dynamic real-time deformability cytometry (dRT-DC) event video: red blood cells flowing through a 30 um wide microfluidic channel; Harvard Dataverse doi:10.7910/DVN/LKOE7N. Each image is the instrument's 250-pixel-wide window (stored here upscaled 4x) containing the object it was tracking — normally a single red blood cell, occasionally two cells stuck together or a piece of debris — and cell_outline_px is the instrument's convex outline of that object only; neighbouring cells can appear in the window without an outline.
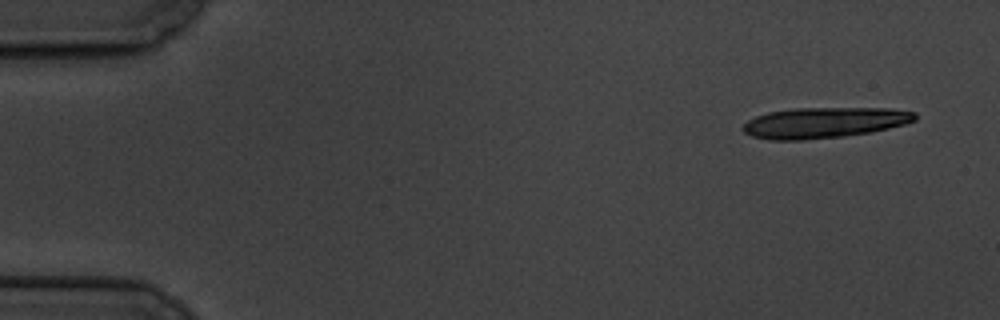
{"species": "common noctule bat (a hibernating species)", "species_latin": "Nyctalus noctula", "temperature_condition": "cold", "stored_images_in_passage": 6, "camera_frame_rate_fps": 3000, "um_per_image_px": 0.085, "animal": {"sex": "male", "body_mass_g": 19.5, "forearm_length_mm": 54.6}, "frame": {"image": 1, "passage_image": 1, "time_ms": 0.0, "image_size_px": [1000, 320], "cell_outline_px": [[916, 120], [904, 124], [872, 132], [844, 136], [804, 140], [768, 140], [752, 136], [744, 132], [744, 124], [748, 120], [756, 116], [768, 112], [792, 108], [888, 108], [916, 112]], "centroid_in_image_um": [70.06, 10.42], "position_along_channel_um": 14.9, "area_um2": 30.81}}